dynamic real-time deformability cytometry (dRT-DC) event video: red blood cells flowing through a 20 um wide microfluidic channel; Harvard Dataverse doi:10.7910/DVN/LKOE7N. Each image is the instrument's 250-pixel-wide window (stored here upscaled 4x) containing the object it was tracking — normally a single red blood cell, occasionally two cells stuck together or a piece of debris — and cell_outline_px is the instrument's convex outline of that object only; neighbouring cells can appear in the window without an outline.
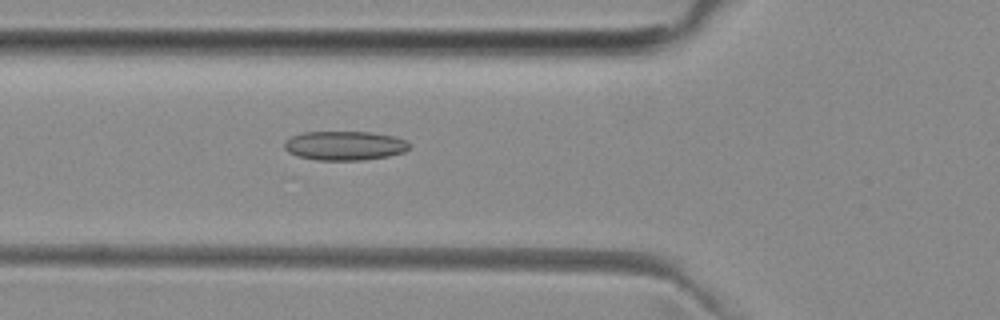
{"species": "common noctule bat (a hibernating species)", "species_latin": "Nyctalus noctula", "temperature_condition": "room temperature", "stored_images_in_passage": 32, "camera_frame_rate_fps": 3000, "um_per_image_px": 0.085, "animal": {"sex": "female", "body_mass_g": 29.2, "forearm_length_mm": 56.3}, "frame": {"image": 1, "passage_image": 5, "time_ms": 1.333, "image_size_px": [1000, 320], "cell_outline_px": [[412, 144], [404, 152], [388, 156], [364, 160], [316, 160], [296, 156], [288, 152], [284, 148], [284, 140], [292, 136], [304, 132], [368, 132], [396, 136]], "centroid_in_image_um": [29.28, 12.38], "position_along_channel_um": 96.5, "area_um2": 21.39}}
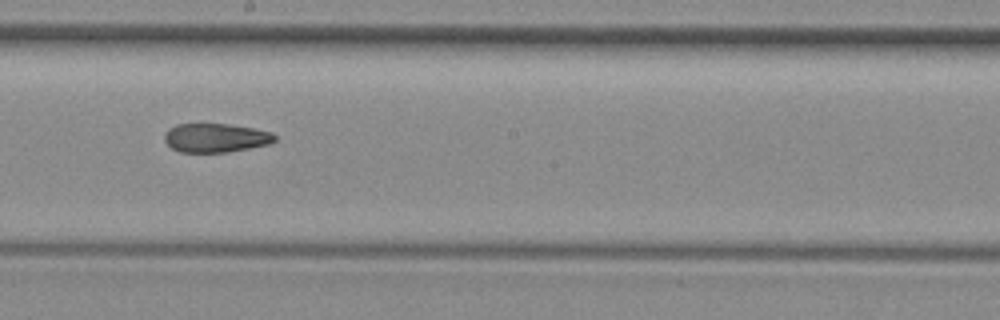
{"frame": {"image": 2, "passage_image": 15, "time_ms": 4.667, "image_size_px": [1000, 320], "cell_outline_px": [[276, 140], [268, 144], [228, 152], [180, 152], [172, 148], [164, 140], [164, 136], [168, 128], [176, 124], [228, 124], [252, 128], [272, 132], [276, 136]], "centroid_in_image_um": [18.32, 11.71], "position_along_channel_um": 229.9, "area_um2": 18.5}}
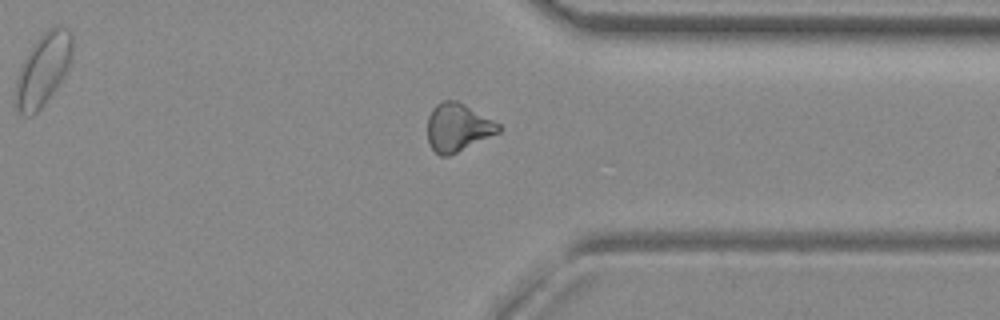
{"frame": {"image": 3, "passage_image": 26, "time_ms": 8.333, "image_size_px": [1000, 320], "cell_outline_px": [[504, 128], [500, 132], [448, 156], [440, 156], [428, 144], [428, 116], [432, 108], [436, 104], [444, 100], [456, 100], [464, 104], [500, 124]], "centroid_in_image_um": [38.91, 10.83], "position_along_channel_um": 372.5, "area_um2": 19.83}}